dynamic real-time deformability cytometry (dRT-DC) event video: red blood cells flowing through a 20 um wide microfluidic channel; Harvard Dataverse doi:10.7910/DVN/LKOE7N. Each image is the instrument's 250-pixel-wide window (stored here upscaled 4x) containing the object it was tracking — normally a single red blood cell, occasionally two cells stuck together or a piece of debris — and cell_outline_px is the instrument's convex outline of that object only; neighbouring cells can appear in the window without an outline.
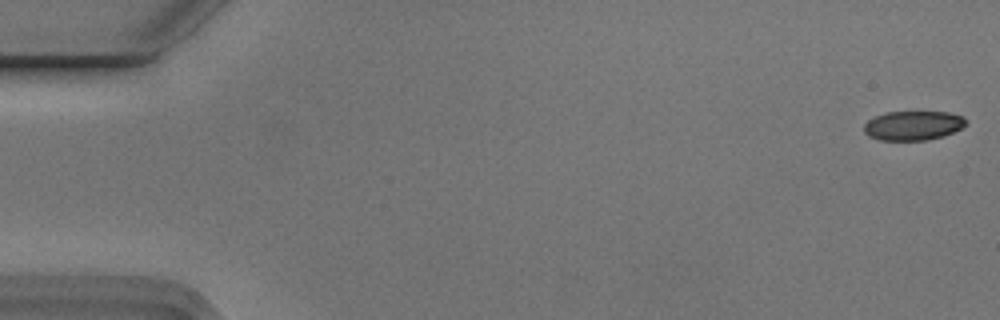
{"species": "Egyptian fruit bat (a non-hibernating species)", "species_latin": "Rousettus aegyptiacus", "temperature_condition": "cold", "stored_images_in_passage": 6, "camera_frame_rate_fps": 3000, "um_per_image_px": 0.085, "animal": {"sex": "male"}, "frame": {"image": 1, "passage_image": 1, "time_ms": 0.0, "image_size_px": [1000, 320], "cell_outline_px": [[968, 124], [944, 136], [924, 140], [880, 140], [868, 136], [864, 132], [864, 124], [868, 120], [884, 112], [948, 112], [964, 116]], "centroid_in_image_um": [77.61, 10.66], "position_along_channel_um": 7.4, "area_um2": 17.46}}